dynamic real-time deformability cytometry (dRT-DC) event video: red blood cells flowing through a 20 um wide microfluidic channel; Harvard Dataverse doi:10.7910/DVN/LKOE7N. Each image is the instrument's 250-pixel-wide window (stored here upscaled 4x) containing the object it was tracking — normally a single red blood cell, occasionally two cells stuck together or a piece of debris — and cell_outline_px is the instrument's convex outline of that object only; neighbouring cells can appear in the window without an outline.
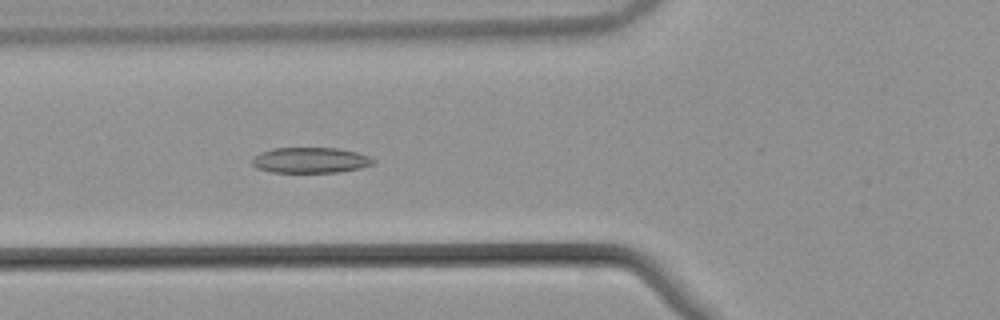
{"species": "common noctule bat (a hibernating species)", "species_latin": "Nyctalus noctula", "temperature_condition": "warm", "stored_images_in_passage": 53, "camera_frame_rate_fps": 3000, "um_per_image_px": 0.085, "animal": {"sex": "male", "body_mass_g": 21.5, "forearm_length_mm": 52.0}, "frame": {"image": 1, "passage_image": 20, "time_ms": 6.333, "image_size_px": [1000, 320], "cell_outline_px": [[376, 160], [372, 164], [360, 168], [340, 172], [272, 172], [256, 168], [252, 164], [252, 156], [260, 152], [272, 148], [336, 148], [356, 152], [368, 156]], "centroid_in_image_um": [26.34, 13.61], "position_along_channel_um": 99.5, "area_um2": 18.09}}
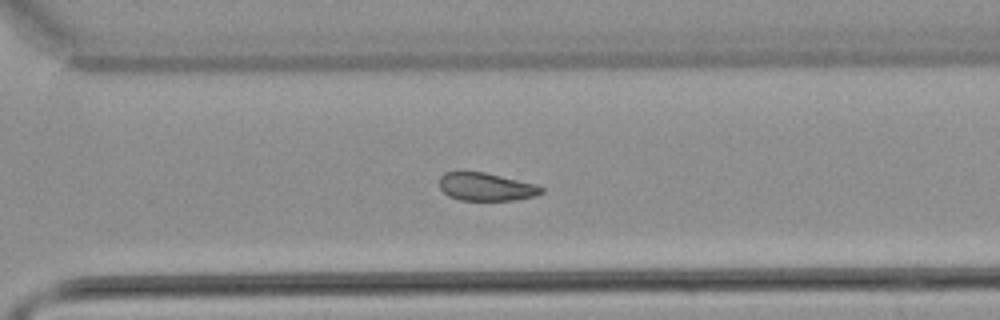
{"frame": {"image": 2, "passage_image": 38, "time_ms": 12.333, "image_size_px": [1000, 320], "cell_outline_px": [[544, 192], [536, 196], [516, 200], [460, 200], [448, 196], [440, 188], [440, 176], [444, 172], [484, 172], [536, 184], [544, 188]], "centroid_in_image_um": [41.34, 15.89], "position_along_channel_um": 329.3, "area_um2": 16.65}}
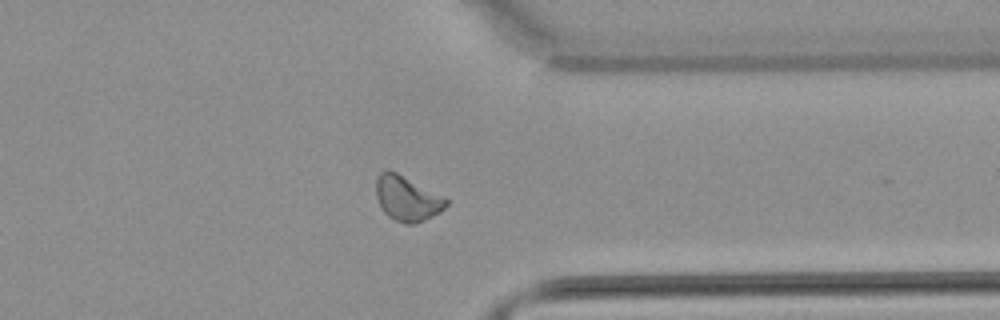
{"frame": {"image": 3, "passage_image": 42, "time_ms": 13.667, "image_size_px": [1000, 320], "cell_outline_px": [[448, 204], [440, 212], [416, 224], [404, 224], [388, 216], [384, 212], [376, 196], [376, 180], [380, 172], [396, 172], [448, 200]], "centroid_in_image_um": [34.59, 16.91], "position_along_channel_um": 376.8, "area_um2": 17.8}, "authors_computed_cell_mechanics": {"area_um2": 18.0914, "velocity_mm_per_s": 3.8292, "shape_relaxation_time_tau1_ms": null, "shape_relaxation_time_tau2_ms": 4.2097, "deformation_change_tau1": null, "deformation_change_tau2": 0.0942}}